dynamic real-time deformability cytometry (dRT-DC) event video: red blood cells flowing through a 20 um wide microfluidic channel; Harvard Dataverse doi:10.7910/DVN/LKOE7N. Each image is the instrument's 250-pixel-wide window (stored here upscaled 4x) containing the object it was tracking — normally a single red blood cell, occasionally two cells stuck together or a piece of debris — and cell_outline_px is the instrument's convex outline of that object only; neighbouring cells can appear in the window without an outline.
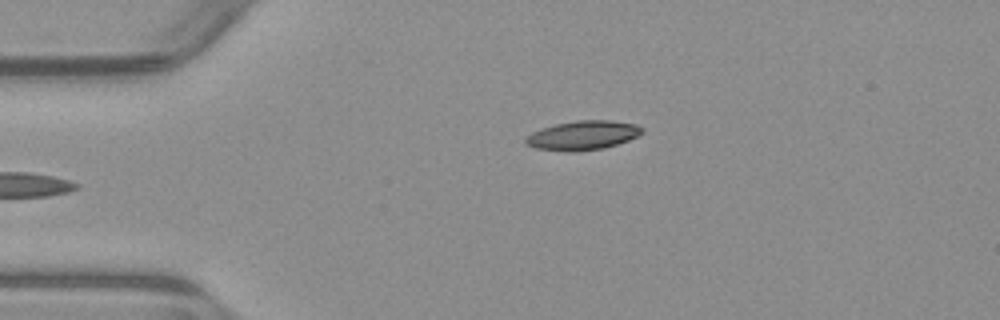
{"species": "common noctule bat (a hibernating species)", "species_latin": "Nyctalus noctula", "temperature_condition": "warm", "stored_images_in_passage": 43, "camera_frame_rate_fps": 3000, "um_per_image_px": 0.085, "animal": {"sex": "male", "body_mass_g": 23.1, "forearm_length_mm": 52.7}, "frame": {"image": 1, "passage_image": 2, "time_ms": 0.333, "image_size_px": [1000, 320], "cell_outline_px": [[644, 132], [628, 140], [604, 148], [576, 152], [572, 152], [536, 148], [528, 144], [524, 140], [532, 132], [540, 128], [556, 124], [576, 120], [612, 120], [636, 124], [644, 128]], "centroid_in_image_um": [49.56, 11.49], "position_along_channel_um": 35.4, "area_um2": 19.77}}
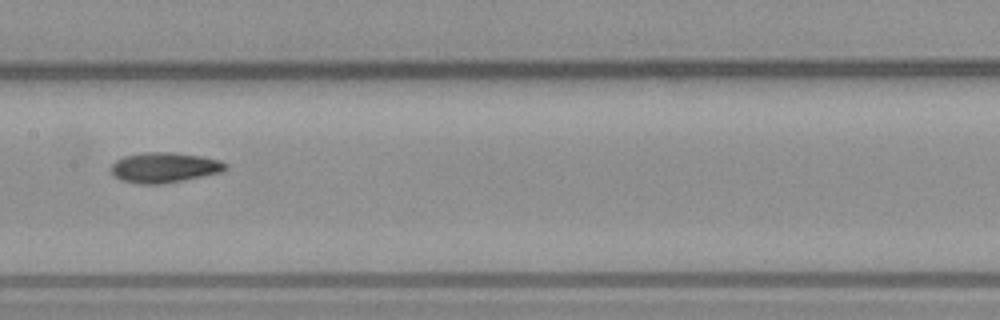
{"frame": {"image": 2, "passage_image": 17, "time_ms": 5.333, "image_size_px": [1000, 320], "cell_outline_px": [[228, 168], [224, 172], [184, 180], [160, 184], [140, 184], [120, 180], [112, 172], [112, 164], [116, 160], [124, 156], [144, 152], [172, 152], [200, 156], [220, 160], [228, 164]], "centroid_in_image_um": [14.01, 14.24], "position_along_channel_um": 193.4, "area_um2": 20.23}}
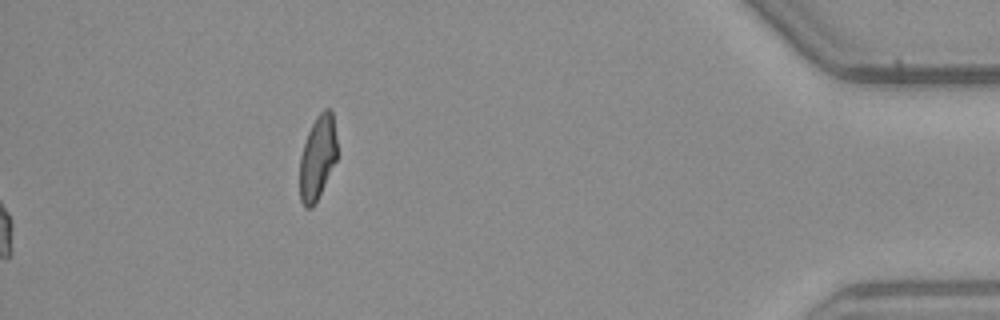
{"frame": {"image": 3, "passage_image": 38, "time_ms": 12.333, "image_size_px": [1000, 320], "cell_outline_px": [[336, 160], [312, 208], [304, 208], [300, 200], [300, 156], [308, 132], [316, 116], [324, 108], [332, 108], [336, 136]], "centroid_in_image_um": [26.98, 13.35], "position_along_channel_um": 408.2, "area_um2": 18.09}, "authors_computed_cell_mechanics": {"area_um2": 19.4786, "velocity_mm_per_s": 3.9046, "shape_relaxation_time_tau1_ms": 7.5176, "shape_relaxation_time_tau2_ms": 3.8351, "deformation_change_tau1": 0.2192, "deformation_change_tau2": 0.1078}}